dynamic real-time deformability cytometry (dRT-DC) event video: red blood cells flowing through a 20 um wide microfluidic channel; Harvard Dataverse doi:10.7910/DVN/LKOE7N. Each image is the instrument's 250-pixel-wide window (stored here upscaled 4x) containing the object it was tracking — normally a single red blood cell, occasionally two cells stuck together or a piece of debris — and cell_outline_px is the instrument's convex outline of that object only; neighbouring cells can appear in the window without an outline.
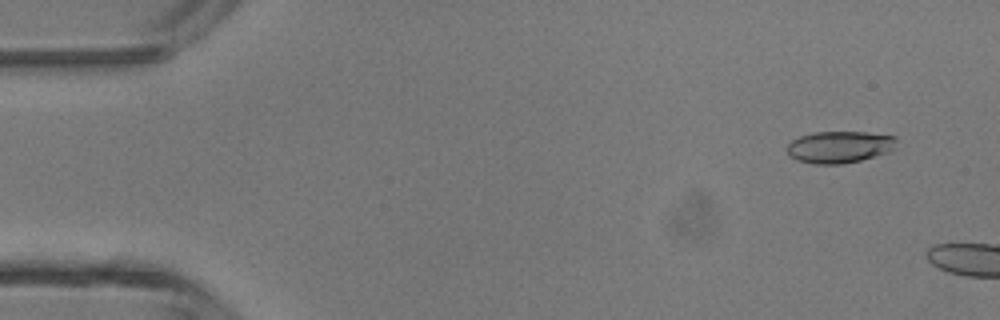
{"species": "common noctule bat (a hibernating species)", "species_latin": "Nyctalus noctula", "temperature_condition": "room temperature", "stored_images_in_passage": 2, "camera_frame_rate_fps": 3000, "um_per_image_px": 0.085, "animal": {"sex": "male", "body_mass_g": 13.3}, "frame": {"image": 1, "passage_image": 1, "time_ms": 0.0, "image_size_px": [1000, 320], "cell_outline_px": [[896, 140], [892, 148], [888, 152], [860, 160], [840, 164], [816, 164], [796, 160], [788, 156], [784, 148], [792, 140], [800, 136], [816, 132], [864, 132], [896, 136]], "centroid_in_image_um": [71.28, 12.49], "position_along_channel_um": 13.7, "area_um2": 20.29}}